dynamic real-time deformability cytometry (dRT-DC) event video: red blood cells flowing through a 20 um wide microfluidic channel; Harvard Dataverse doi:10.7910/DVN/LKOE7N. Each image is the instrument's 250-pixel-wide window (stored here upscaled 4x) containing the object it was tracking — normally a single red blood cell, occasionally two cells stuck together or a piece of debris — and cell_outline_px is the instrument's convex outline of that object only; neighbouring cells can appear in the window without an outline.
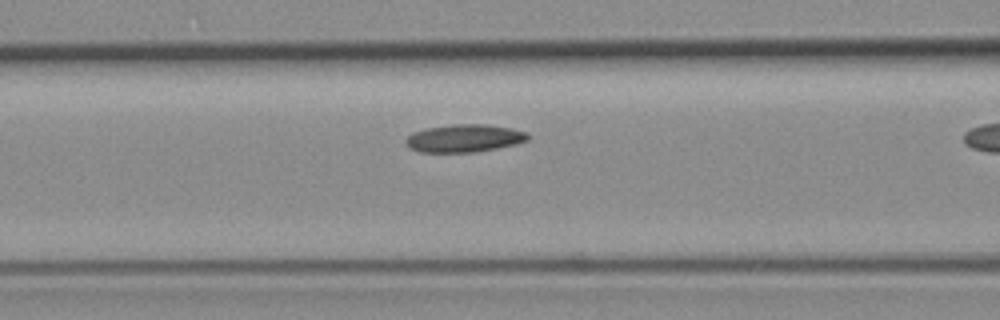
{"species": "common noctule bat (a hibernating species)", "species_latin": "Nyctalus noctula", "temperature_condition": "room temperature", "stored_images_in_passage": 18, "camera_frame_rate_fps": 3000, "um_per_image_px": 0.085, "animal": {"sex": "female", "body_mass_g": 19.3, "forearm_length_mm": 54.1}, "frame": {"image": 1, "passage_image": 13, "time_ms": 4.0, "image_size_px": [1000, 320], "cell_outline_px": [[528, 140], [516, 144], [496, 148], [472, 152], [420, 152], [408, 148], [404, 140], [412, 132], [424, 128], [452, 124], [488, 124], [512, 128], [524, 132], [528, 136]], "centroid_in_image_um": [39.41, 11.74], "position_along_channel_um": 127.2, "area_um2": 19.83}}
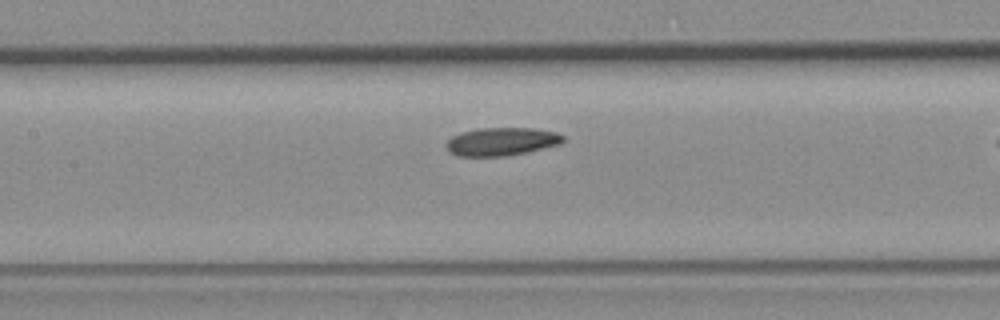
{"frame": {"image": 2, "passage_image": 16, "time_ms": 5.0, "image_size_px": [1000, 320], "cell_outline_px": [[564, 140], [560, 144], [528, 152], [504, 156], [460, 156], [452, 152], [444, 144], [452, 136], [460, 132], [480, 128], [532, 128], [556, 132], [564, 136]], "centroid_in_image_um": [42.64, 12.03], "position_along_channel_um": 164.8, "area_um2": 19.07}}